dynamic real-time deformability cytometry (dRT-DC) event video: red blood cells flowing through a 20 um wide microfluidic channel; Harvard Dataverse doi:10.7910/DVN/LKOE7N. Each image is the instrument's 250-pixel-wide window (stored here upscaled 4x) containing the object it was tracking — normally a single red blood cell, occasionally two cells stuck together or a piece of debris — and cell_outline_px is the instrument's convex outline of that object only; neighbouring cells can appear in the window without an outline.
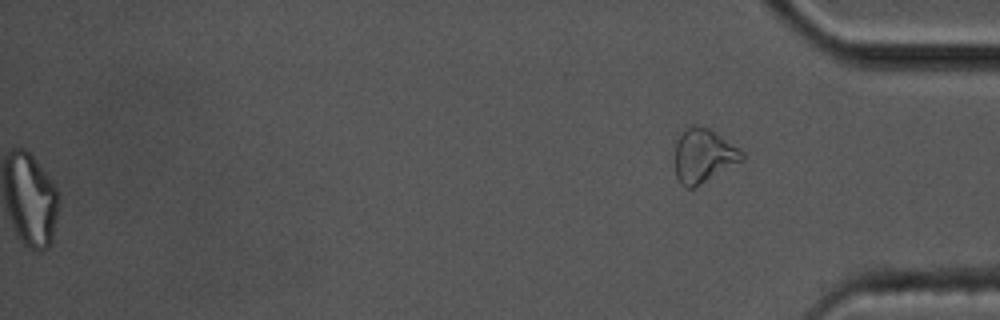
{"species": "common noctule bat (a hibernating species)", "species_latin": "Nyctalus noctula", "temperature_condition": "cold", "stored_images_in_passage": 56, "segment_of_instrument_passage": [2, 2], "camera_frame_rate_fps": 3000, "um_per_image_px": 0.085, "animal": {"sex": "male", "body_mass_g": 17.5, "forearm_length_mm": 52.3}, "frame": {"image": 1, "passage_image": 56, "time_ms": 18.333, "image_size_px": [1000, 320], "cell_outline_px": [[748, 156], [744, 160], [692, 188], [684, 188], [676, 176], [676, 144], [680, 132], [688, 124], [696, 124], [708, 128], [744, 152]], "centroid_in_image_um": [59.79, 13.21], "position_along_channel_um": 375.4, "area_um2": 20.98}}